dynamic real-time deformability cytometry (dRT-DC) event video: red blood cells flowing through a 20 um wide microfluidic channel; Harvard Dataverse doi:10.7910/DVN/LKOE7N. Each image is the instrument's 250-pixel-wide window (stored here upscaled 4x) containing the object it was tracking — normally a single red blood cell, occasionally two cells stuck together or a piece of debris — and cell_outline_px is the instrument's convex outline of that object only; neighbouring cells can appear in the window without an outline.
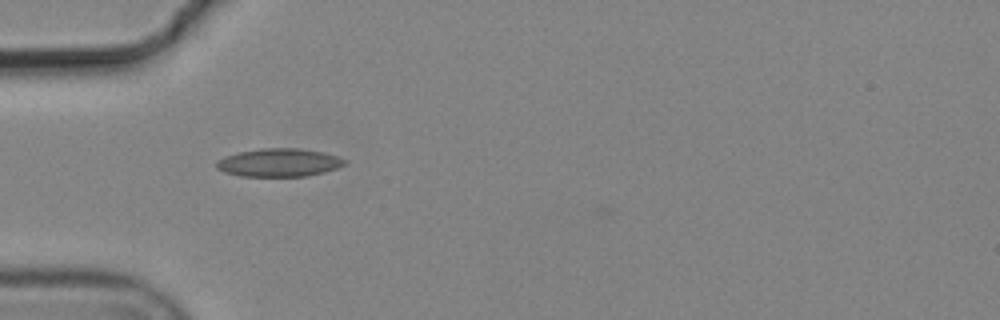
{"species": "common noctule bat (a hibernating species)", "species_latin": "Nyctalus noctula", "temperature_condition": "cold", "stored_images_in_passage": 6, "camera_frame_rate_fps": 3000, "um_per_image_px": 0.085, "animal": {"sex": "male", "body_mass_g": 19.2, "forearm_length_mm": 51.8}, "frame": {"image": 1, "passage_image": 6, "time_ms": 1.667, "image_size_px": [1000, 320], "cell_outline_px": [[348, 160], [344, 164], [336, 168], [324, 172], [308, 176], [240, 176], [224, 172], [216, 168], [216, 160], [224, 156], [240, 152], [260, 148], [296, 148], [324, 152], [340, 156]], "centroid_in_image_um": [23.72, 13.81], "position_along_channel_um": 61.3, "area_um2": 21.15}}